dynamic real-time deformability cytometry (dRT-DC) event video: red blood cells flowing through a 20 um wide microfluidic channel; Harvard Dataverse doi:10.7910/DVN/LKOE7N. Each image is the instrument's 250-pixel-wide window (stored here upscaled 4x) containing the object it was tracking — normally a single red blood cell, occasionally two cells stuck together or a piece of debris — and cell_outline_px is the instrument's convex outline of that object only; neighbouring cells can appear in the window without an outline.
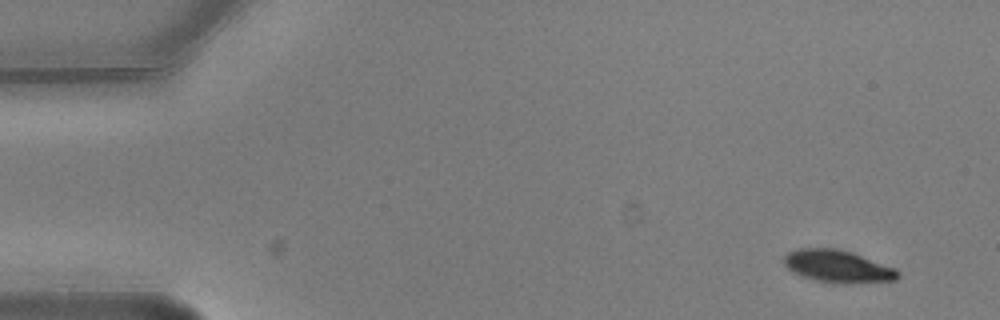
{"species": "common noctule bat (a hibernating species)", "species_latin": "Nyctalus noctula", "temperature_condition": "warm", "stored_images_in_passage": 3, "camera_frame_rate_fps": 3000, "um_per_image_px": 0.085, "animal": {"sex": "male", "body_mass_g": 20.5, "forearm_length_mm": 52.5}, "frame": {"image": 1, "passage_image": 1, "time_ms": 0.0, "image_size_px": [1000, 320], "cell_outline_px": [[900, 276], [896, 280], [844, 284], [832, 284], [812, 280], [800, 276], [792, 272], [784, 264], [784, 256], [788, 252], [796, 248], [836, 248], [852, 252], [896, 268], [900, 272]], "centroid_in_image_um": [71.2, 22.65], "position_along_channel_um": 13.8, "area_um2": 21.96}}